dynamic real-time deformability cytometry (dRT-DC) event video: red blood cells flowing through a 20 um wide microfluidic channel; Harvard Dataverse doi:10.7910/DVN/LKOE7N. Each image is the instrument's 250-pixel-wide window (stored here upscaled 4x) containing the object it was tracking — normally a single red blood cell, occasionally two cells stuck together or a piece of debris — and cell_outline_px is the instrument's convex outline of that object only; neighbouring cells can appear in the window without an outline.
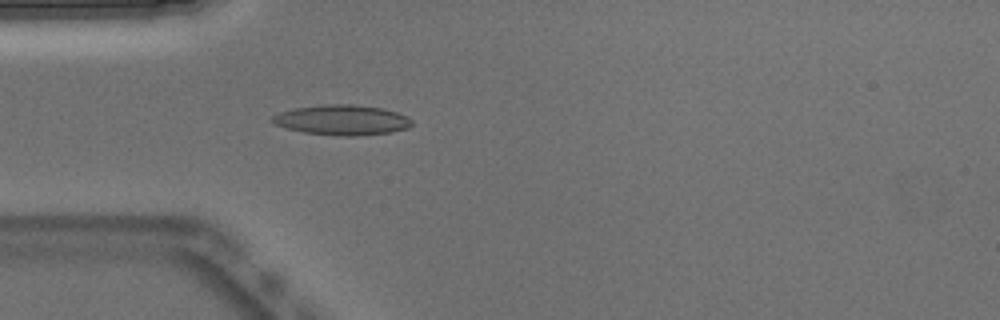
{"species": "Egyptian fruit bat (a non-hibernating species)", "species_latin": "Rousettus aegyptiacus", "temperature_condition": "warm", "stored_images_in_passage": 51, "camera_frame_rate_fps": 3000, "um_per_image_px": 0.085, "animal": {"sex": "male"}, "frame": {"image": 1, "passage_image": 15, "time_ms": 4.667, "image_size_px": [1000, 320], "cell_outline_px": [[412, 124], [408, 128], [392, 132], [356, 136], [340, 136], [304, 132], [288, 128], [276, 124], [272, 120], [272, 116], [280, 112], [296, 108], [324, 104], [352, 104], [380, 108], [396, 112], [408, 116], [412, 120]], "centroid_in_image_um": [29.11, 10.2], "position_along_channel_um": 55.9, "area_um2": 24.33}}
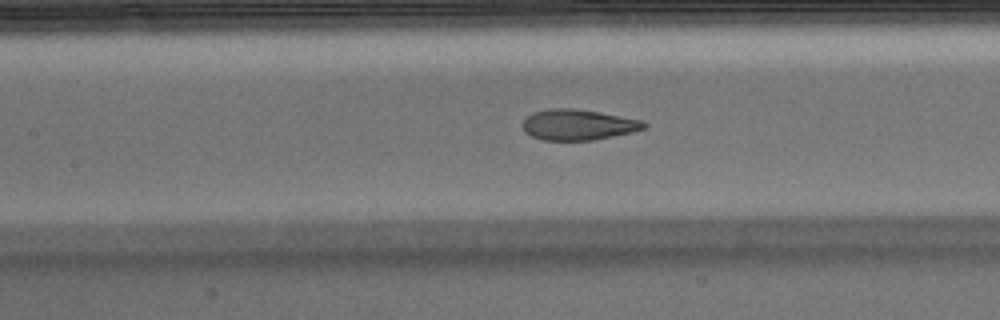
{"frame": {"image": 2, "passage_image": 23, "time_ms": 7.333, "image_size_px": [1000, 320], "cell_outline_px": [[648, 124], [644, 128], [632, 132], [592, 140], [544, 140], [532, 136], [524, 132], [520, 124], [532, 112], [548, 108], [572, 108], [644, 120]], "centroid_in_image_um": [49.1, 10.6], "position_along_channel_um": 158.3, "area_um2": 21.68}}
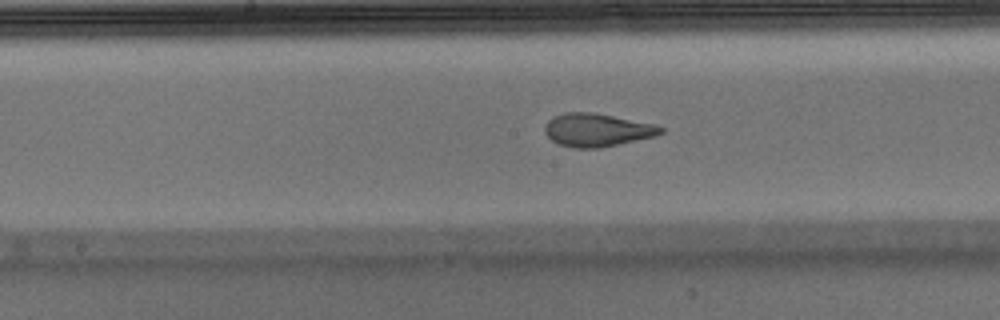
{"frame": {"image": 3, "passage_image": 26, "time_ms": 8.333, "image_size_px": [1000, 320], "cell_outline_px": [[664, 132], [656, 136], [596, 148], [572, 148], [560, 144], [552, 140], [544, 132], [544, 124], [552, 116], [564, 112], [592, 112], [652, 124], [664, 128]], "centroid_in_image_um": [50.69, 11.04], "position_along_channel_um": 197.5, "area_um2": 22.14}, "authors_computed_cell_mechanics": {"area_um2": 22.4264, "velocity_mm_per_s": 3.9228, "shape_relaxation_time_tau1_ms": 7.4636, "shape_relaxation_time_tau2_ms": 1.0197, "deformation_change_tau1": 0.2659, "deformation_change_tau2": 0.0772}}